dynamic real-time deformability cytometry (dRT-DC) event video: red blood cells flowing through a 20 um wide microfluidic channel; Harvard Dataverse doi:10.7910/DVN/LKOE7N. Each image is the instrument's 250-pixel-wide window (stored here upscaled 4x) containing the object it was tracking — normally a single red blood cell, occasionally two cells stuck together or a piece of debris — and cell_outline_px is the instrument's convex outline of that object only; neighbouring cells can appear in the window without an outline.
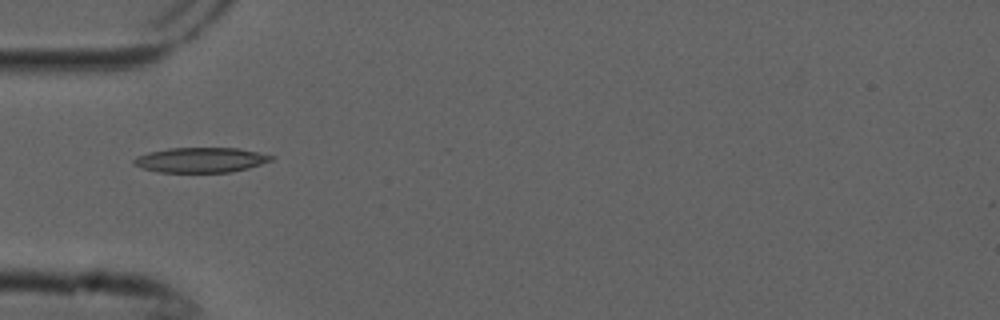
{"species": "common noctule bat (a hibernating species)", "species_latin": "Nyctalus noctula", "temperature_condition": "cold", "stored_images_in_passage": 4, "camera_frame_rate_fps": 3000, "um_per_image_px": 0.085, "animal": {"sex": "male", "forearm_length_mm": 52.5}, "frame": {"image": 1, "passage_image": 1, "time_ms": 0.0, "image_size_px": [1000, 320], "cell_outline_px": [[276, 156], [272, 160], [248, 168], [232, 172], [160, 172], [144, 168], [132, 164], [132, 160], [136, 156], [148, 152], [168, 148], [240, 148]], "centroid_in_image_um": [17.06, 13.59], "position_along_channel_um": 67.9, "area_um2": 20.06}}
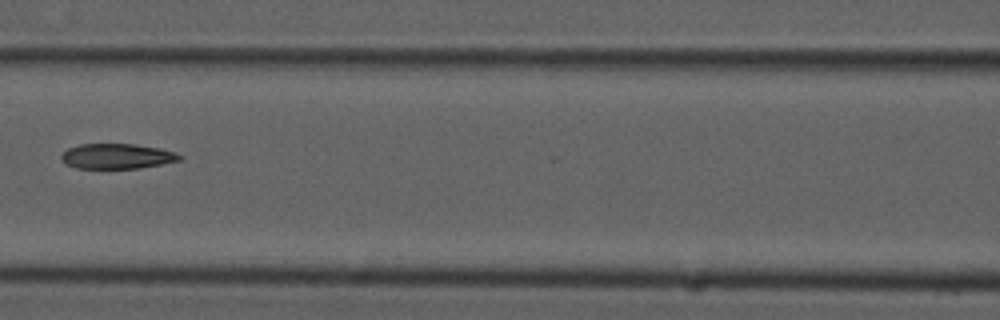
{"frame": {"image": 2, "passage_image": 3, "time_ms": 0.667, "image_size_px": [1000, 320], "cell_outline_px": [[184, 156], [180, 160], [140, 168], [76, 168], [68, 164], [60, 156], [68, 148], [80, 144], [132, 144], [160, 148], [176, 152]], "centroid_in_image_um": [9.98, 13.27], "position_along_channel_um": 156.6, "area_um2": 17.17}}
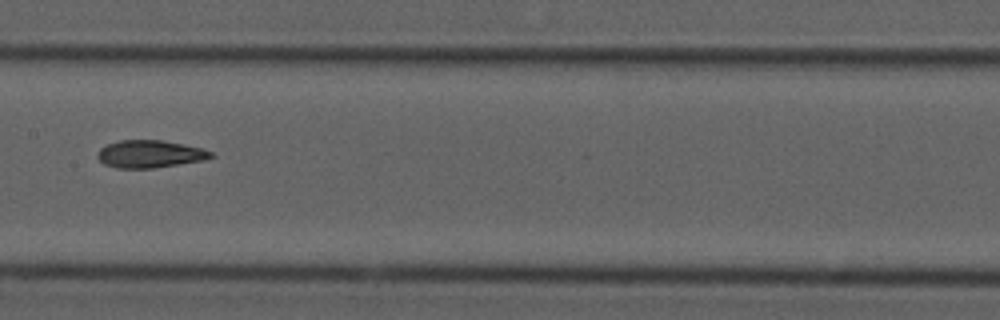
{"frame": {"image": 3, "passage_image": 4, "time_ms": 1.0, "image_size_px": [1000, 320], "cell_outline_px": [[216, 156], [204, 160], [152, 168], [116, 168], [104, 164], [96, 156], [100, 148], [108, 144], [120, 140], [160, 140], [184, 144], [204, 148], [212, 152]], "centroid_in_image_um": [12.76, 13.09], "position_along_channel_um": 194.6, "area_um2": 18.21}}